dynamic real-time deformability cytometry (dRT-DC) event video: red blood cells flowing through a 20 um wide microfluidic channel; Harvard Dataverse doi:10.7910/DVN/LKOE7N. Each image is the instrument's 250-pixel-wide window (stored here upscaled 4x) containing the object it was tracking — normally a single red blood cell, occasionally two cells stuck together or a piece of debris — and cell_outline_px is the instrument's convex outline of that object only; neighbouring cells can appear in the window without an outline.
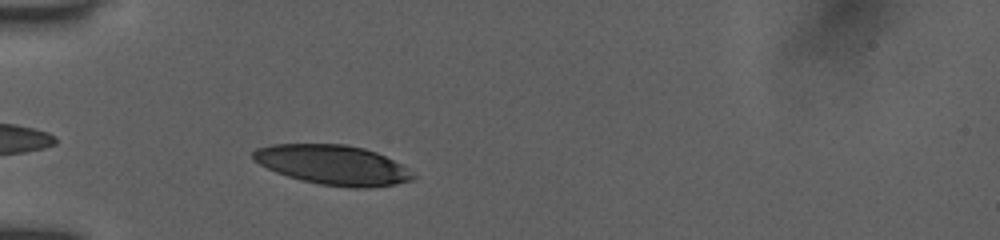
{"species": "human", "species_latin": "Homo sapiens", "temperature_condition": "room temperature", "stored_images_in_passage": 7, "camera_frame_rate_fps": 3000, "um_per_image_px": 0.085, "donor": {"sex": "female"}, "frame": {"image": 1, "passage_image": 4, "time_ms": 1.667, "image_size_px": [1000, 240], "cell_outline_px": [[416, 176], [412, 180], [396, 184], [368, 188], [348, 188], [320, 184], [300, 180], [276, 172], [252, 160], [252, 152], [256, 148], [272, 144], [344, 144], [364, 148], [376, 152], [400, 164]], "centroid_in_image_um": [28.26, 14.02], "position_along_channel_um": 56.7, "area_um2": 36.93}}
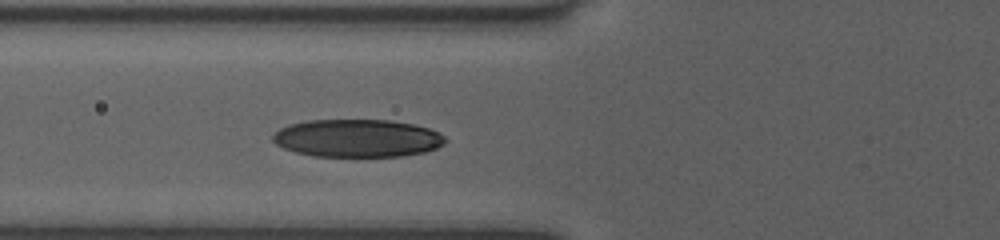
{"frame": {"image": 2, "passage_image": 7, "time_ms": 3.0, "image_size_px": [1000, 240], "cell_outline_px": [[448, 140], [444, 144], [436, 148], [424, 152], [404, 156], [316, 156], [296, 152], [284, 148], [276, 144], [272, 140], [272, 136], [280, 128], [288, 124], [308, 120], [388, 120], [412, 124], [428, 128], [440, 132]], "centroid_in_image_um": [30.39, 11.74], "position_along_channel_um": 95.4, "area_um2": 38.03}}